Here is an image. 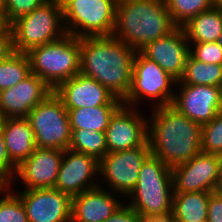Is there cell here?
<instances>
[{
	"label": "cell",
	"mask_w": 222,
	"mask_h": 222,
	"mask_svg": "<svg viewBox=\"0 0 222 222\" xmlns=\"http://www.w3.org/2000/svg\"><path fill=\"white\" fill-rule=\"evenodd\" d=\"M136 52L113 35L80 38V73L123 101L131 88Z\"/></svg>",
	"instance_id": "6da1fadb"
},
{
	"label": "cell",
	"mask_w": 222,
	"mask_h": 222,
	"mask_svg": "<svg viewBox=\"0 0 222 222\" xmlns=\"http://www.w3.org/2000/svg\"><path fill=\"white\" fill-rule=\"evenodd\" d=\"M152 109L148 118V142L152 155L173 168L202 152V125L171 105Z\"/></svg>",
	"instance_id": "7a4b0ae2"
},
{
	"label": "cell",
	"mask_w": 222,
	"mask_h": 222,
	"mask_svg": "<svg viewBox=\"0 0 222 222\" xmlns=\"http://www.w3.org/2000/svg\"><path fill=\"white\" fill-rule=\"evenodd\" d=\"M176 28L164 0H118L113 36L136 51Z\"/></svg>",
	"instance_id": "3957f363"
},
{
	"label": "cell",
	"mask_w": 222,
	"mask_h": 222,
	"mask_svg": "<svg viewBox=\"0 0 222 222\" xmlns=\"http://www.w3.org/2000/svg\"><path fill=\"white\" fill-rule=\"evenodd\" d=\"M26 54L31 73L45 81L53 90L80 73V38L71 34L34 47Z\"/></svg>",
	"instance_id": "277c9868"
},
{
	"label": "cell",
	"mask_w": 222,
	"mask_h": 222,
	"mask_svg": "<svg viewBox=\"0 0 222 222\" xmlns=\"http://www.w3.org/2000/svg\"><path fill=\"white\" fill-rule=\"evenodd\" d=\"M173 194L172 168L151 154L139 171L135 188L128 195L130 203H126L140 214L164 213L172 209Z\"/></svg>",
	"instance_id": "5b68a950"
},
{
	"label": "cell",
	"mask_w": 222,
	"mask_h": 222,
	"mask_svg": "<svg viewBox=\"0 0 222 222\" xmlns=\"http://www.w3.org/2000/svg\"><path fill=\"white\" fill-rule=\"evenodd\" d=\"M10 29L16 52L27 53L34 47L57 41L67 34L61 2L48 0L12 22Z\"/></svg>",
	"instance_id": "8992f818"
},
{
	"label": "cell",
	"mask_w": 222,
	"mask_h": 222,
	"mask_svg": "<svg viewBox=\"0 0 222 222\" xmlns=\"http://www.w3.org/2000/svg\"><path fill=\"white\" fill-rule=\"evenodd\" d=\"M118 0H62L67 34L78 38L112 36Z\"/></svg>",
	"instance_id": "52a82bcc"
},
{
	"label": "cell",
	"mask_w": 222,
	"mask_h": 222,
	"mask_svg": "<svg viewBox=\"0 0 222 222\" xmlns=\"http://www.w3.org/2000/svg\"><path fill=\"white\" fill-rule=\"evenodd\" d=\"M176 80L155 61L137 51L133 61L131 88L123 104L138 108L145 98L155 101L151 108L171 105L174 98ZM174 85V86H173Z\"/></svg>",
	"instance_id": "ba28073f"
},
{
	"label": "cell",
	"mask_w": 222,
	"mask_h": 222,
	"mask_svg": "<svg viewBox=\"0 0 222 222\" xmlns=\"http://www.w3.org/2000/svg\"><path fill=\"white\" fill-rule=\"evenodd\" d=\"M34 131L37 147L67 150L72 130L68 110L53 92L26 117Z\"/></svg>",
	"instance_id": "9c48e42d"
},
{
	"label": "cell",
	"mask_w": 222,
	"mask_h": 222,
	"mask_svg": "<svg viewBox=\"0 0 222 222\" xmlns=\"http://www.w3.org/2000/svg\"><path fill=\"white\" fill-rule=\"evenodd\" d=\"M151 155L149 142L141 147H135L124 151L107 153L99 161V177L104 181L107 190L118 193V196L128 198L135 188L139 171L144 161ZM103 178V179H102Z\"/></svg>",
	"instance_id": "30bf717a"
},
{
	"label": "cell",
	"mask_w": 222,
	"mask_h": 222,
	"mask_svg": "<svg viewBox=\"0 0 222 222\" xmlns=\"http://www.w3.org/2000/svg\"><path fill=\"white\" fill-rule=\"evenodd\" d=\"M174 193L215 192L222 185V156L200 152L172 168Z\"/></svg>",
	"instance_id": "8fae6325"
},
{
	"label": "cell",
	"mask_w": 222,
	"mask_h": 222,
	"mask_svg": "<svg viewBox=\"0 0 222 222\" xmlns=\"http://www.w3.org/2000/svg\"><path fill=\"white\" fill-rule=\"evenodd\" d=\"M140 110L122 104L112 115L105 130L108 153L141 147L148 142V118Z\"/></svg>",
	"instance_id": "7c38bea8"
},
{
	"label": "cell",
	"mask_w": 222,
	"mask_h": 222,
	"mask_svg": "<svg viewBox=\"0 0 222 222\" xmlns=\"http://www.w3.org/2000/svg\"><path fill=\"white\" fill-rule=\"evenodd\" d=\"M179 84V85H178ZM171 106L200 125L211 122L222 111V87L189 85L177 81Z\"/></svg>",
	"instance_id": "4fadbf2b"
},
{
	"label": "cell",
	"mask_w": 222,
	"mask_h": 222,
	"mask_svg": "<svg viewBox=\"0 0 222 222\" xmlns=\"http://www.w3.org/2000/svg\"><path fill=\"white\" fill-rule=\"evenodd\" d=\"M29 222H71L72 197L56 188L15 191Z\"/></svg>",
	"instance_id": "5bb4252c"
},
{
	"label": "cell",
	"mask_w": 222,
	"mask_h": 222,
	"mask_svg": "<svg viewBox=\"0 0 222 222\" xmlns=\"http://www.w3.org/2000/svg\"><path fill=\"white\" fill-rule=\"evenodd\" d=\"M96 176L99 177V161L96 158L71 149L63 150L54 188L74 197L99 186Z\"/></svg>",
	"instance_id": "9a60e30c"
},
{
	"label": "cell",
	"mask_w": 222,
	"mask_h": 222,
	"mask_svg": "<svg viewBox=\"0 0 222 222\" xmlns=\"http://www.w3.org/2000/svg\"><path fill=\"white\" fill-rule=\"evenodd\" d=\"M54 93L66 109L93 108L98 106H121L123 101L116 98L95 79L78 73L60 83Z\"/></svg>",
	"instance_id": "2e32d148"
},
{
	"label": "cell",
	"mask_w": 222,
	"mask_h": 222,
	"mask_svg": "<svg viewBox=\"0 0 222 222\" xmlns=\"http://www.w3.org/2000/svg\"><path fill=\"white\" fill-rule=\"evenodd\" d=\"M146 58L155 61L172 78L179 81L190 55V45L182 27L165 37L147 43L139 50Z\"/></svg>",
	"instance_id": "e0dca14e"
},
{
	"label": "cell",
	"mask_w": 222,
	"mask_h": 222,
	"mask_svg": "<svg viewBox=\"0 0 222 222\" xmlns=\"http://www.w3.org/2000/svg\"><path fill=\"white\" fill-rule=\"evenodd\" d=\"M53 92L45 81L31 73L17 85L0 91V114L2 118L27 117Z\"/></svg>",
	"instance_id": "ac0fdd59"
},
{
	"label": "cell",
	"mask_w": 222,
	"mask_h": 222,
	"mask_svg": "<svg viewBox=\"0 0 222 222\" xmlns=\"http://www.w3.org/2000/svg\"><path fill=\"white\" fill-rule=\"evenodd\" d=\"M62 157L63 150L36 147L35 151L17 167L14 178L20 179L25 189L54 188Z\"/></svg>",
	"instance_id": "d6986e66"
},
{
	"label": "cell",
	"mask_w": 222,
	"mask_h": 222,
	"mask_svg": "<svg viewBox=\"0 0 222 222\" xmlns=\"http://www.w3.org/2000/svg\"><path fill=\"white\" fill-rule=\"evenodd\" d=\"M115 196L99 185L72 197L71 222H104L124 203Z\"/></svg>",
	"instance_id": "ffe728a7"
},
{
	"label": "cell",
	"mask_w": 222,
	"mask_h": 222,
	"mask_svg": "<svg viewBox=\"0 0 222 222\" xmlns=\"http://www.w3.org/2000/svg\"><path fill=\"white\" fill-rule=\"evenodd\" d=\"M0 126L10 160L18 167L37 147L34 131L26 117L2 118Z\"/></svg>",
	"instance_id": "44dd1931"
},
{
	"label": "cell",
	"mask_w": 222,
	"mask_h": 222,
	"mask_svg": "<svg viewBox=\"0 0 222 222\" xmlns=\"http://www.w3.org/2000/svg\"><path fill=\"white\" fill-rule=\"evenodd\" d=\"M189 43L218 42L222 34V8L199 13L182 26Z\"/></svg>",
	"instance_id": "7402d4cb"
},
{
	"label": "cell",
	"mask_w": 222,
	"mask_h": 222,
	"mask_svg": "<svg viewBox=\"0 0 222 222\" xmlns=\"http://www.w3.org/2000/svg\"><path fill=\"white\" fill-rule=\"evenodd\" d=\"M212 192L174 193L172 209L177 222H207L208 201Z\"/></svg>",
	"instance_id": "603a6c76"
},
{
	"label": "cell",
	"mask_w": 222,
	"mask_h": 222,
	"mask_svg": "<svg viewBox=\"0 0 222 222\" xmlns=\"http://www.w3.org/2000/svg\"><path fill=\"white\" fill-rule=\"evenodd\" d=\"M120 106L67 109L71 129H89L105 132L110 118Z\"/></svg>",
	"instance_id": "cb8c5ba5"
},
{
	"label": "cell",
	"mask_w": 222,
	"mask_h": 222,
	"mask_svg": "<svg viewBox=\"0 0 222 222\" xmlns=\"http://www.w3.org/2000/svg\"><path fill=\"white\" fill-rule=\"evenodd\" d=\"M182 84L222 87V65L206 64L188 56L184 73L179 80Z\"/></svg>",
	"instance_id": "d4e9b609"
},
{
	"label": "cell",
	"mask_w": 222,
	"mask_h": 222,
	"mask_svg": "<svg viewBox=\"0 0 222 222\" xmlns=\"http://www.w3.org/2000/svg\"><path fill=\"white\" fill-rule=\"evenodd\" d=\"M68 149L90 155L100 161L107 153L105 132L89 129H71Z\"/></svg>",
	"instance_id": "484cf974"
},
{
	"label": "cell",
	"mask_w": 222,
	"mask_h": 222,
	"mask_svg": "<svg viewBox=\"0 0 222 222\" xmlns=\"http://www.w3.org/2000/svg\"><path fill=\"white\" fill-rule=\"evenodd\" d=\"M30 74L27 54L14 51L0 62V91L17 85Z\"/></svg>",
	"instance_id": "4316f807"
},
{
	"label": "cell",
	"mask_w": 222,
	"mask_h": 222,
	"mask_svg": "<svg viewBox=\"0 0 222 222\" xmlns=\"http://www.w3.org/2000/svg\"><path fill=\"white\" fill-rule=\"evenodd\" d=\"M173 23L182 27L191 18L214 6V0H164Z\"/></svg>",
	"instance_id": "83f0119b"
},
{
	"label": "cell",
	"mask_w": 222,
	"mask_h": 222,
	"mask_svg": "<svg viewBox=\"0 0 222 222\" xmlns=\"http://www.w3.org/2000/svg\"><path fill=\"white\" fill-rule=\"evenodd\" d=\"M9 185H0V222H29L19 195Z\"/></svg>",
	"instance_id": "f1b7e54d"
},
{
	"label": "cell",
	"mask_w": 222,
	"mask_h": 222,
	"mask_svg": "<svg viewBox=\"0 0 222 222\" xmlns=\"http://www.w3.org/2000/svg\"><path fill=\"white\" fill-rule=\"evenodd\" d=\"M201 150L206 154L222 156V111L201 128Z\"/></svg>",
	"instance_id": "f546056e"
},
{
	"label": "cell",
	"mask_w": 222,
	"mask_h": 222,
	"mask_svg": "<svg viewBox=\"0 0 222 222\" xmlns=\"http://www.w3.org/2000/svg\"><path fill=\"white\" fill-rule=\"evenodd\" d=\"M48 0H2V11L10 25L19 17L29 14Z\"/></svg>",
	"instance_id": "4dcf8cb0"
},
{
	"label": "cell",
	"mask_w": 222,
	"mask_h": 222,
	"mask_svg": "<svg viewBox=\"0 0 222 222\" xmlns=\"http://www.w3.org/2000/svg\"><path fill=\"white\" fill-rule=\"evenodd\" d=\"M190 54L206 64L222 65V48L218 42L189 43Z\"/></svg>",
	"instance_id": "1f68e13d"
},
{
	"label": "cell",
	"mask_w": 222,
	"mask_h": 222,
	"mask_svg": "<svg viewBox=\"0 0 222 222\" xmlns=\"http://www.w3.org/2000/svg\"><path fill=\"white\" fill-rule=\"evenodd\" d=\"M17 166L10 160L7 153L4 135L0 126V185L14 184ZM13 176V177H12Z\"/></svg>",
	"instance_id": "d6a6232c"
},
{
	"label": "cell",
	"mask_w": 222,
	"mask_h": 222,
	"mask_svg": "<svg viewBox=\"0 0 222 222\" xmlns=\"http://www.w3.org/2000/svg\"><path fill=\"white\" fill-rule=\"evenodd\" d=\"M104 222H141V214L124 202L119 209Z\"/></svg>",
	"instance_id": "836d02e7"
},
{
	"label": "cell",
	"mask_w": 222,
	"mask_h": 222,
	"mask_svg": "<svg viewBox=\"0 0 222 222\" xmlns=\"http://www.w3.org/2000/svg\"><path fill=\"white\" fill-rule=\"evenodd\" d=\"M207 222H222V194L219 191L210 194Z\"/></svg>",
	"instance_id": "e575fe53"
},
{
	"label": "cell",
	"mask_w": 222,
	"mask_h": 222,
	"mask_svg": "<svg viewBox=\"0 0 222 222\" xmlns=\"http://www.w3.org/2000/svg\"><path fill=\"white\" fill-rule=\"evenodd\" d=\"M14 52L10 26L0 34V62Z\"/></svg>",
	"instance_id": "d590c367"
},
{
	"label": "cell",
	"mask_w": 222,
	"mask_h": 222,
	"mask_svg": "<svg viewBox=\"0 0 222 222\" xmlns=\"http://www.w3.org/2000/svg\"><path fill=\"white\" fill-rule=\"evenodd\" d=\"M141 222H177L173 209L151 215L141 214Z\"/></svg>",
	"instance_id": "8d00e7d4"
},
{
	"label": "cell",
	"mask_w": 222,
	"mask_h": 222,
	"mask_svg": "<svg viewBox=\"0 0 222 222\" xmlns=\"http://www.w3.org/2000/svg\"><path fill=\"white\" fill-rule=\"evenodd\" d=\"M10 25L7 23L3 11L0 10V34L3 33Z\"/></svg>",
	"instance_id": "74e56055"
},
{
	"label": "cell",
	"mask_w": 222,
	"mask_h": 222,
	"mask_svg": "<svg viewBox=\"0 0 222 222\" xmlns=\"http://www.w3.org/2000/svg\"><path fill=\"white\" fill-rule=\"evenodd\" d=\"M214 6L222 8V0H214Z\"/></svg>",
	"instance_id": "f35d334b"
},
{
	"label": "cell",
	"mask_w": 222,
	"mask_h": 222,
	"mask_svg": "<svg viewBox=\"0 0 222 222\" xmlns=\"http://www.w3.org/2000/svg\"><path fill=\"white\" fill-rule=\"evenodd\" d=\"M218 43H219L220 47L222 48V34L219 37Z\"/></svg>",
	"instance_id": "ab89813d"
},
{
	"label": "cell",
	"mask_w": 222,
	"mask_h": 222,
	"mask_svg": "<svg viewBox=\"0 0 222 222\" xmlns=\"http://www.w3.org/2000/svg\"><path fill=\"white\" fill-rule=\"evenodd\" d=\"M218 191L222 194V185L220 186V188L218 189Z\"/></svg>",
	"instance_id": "60d3db41"
},
{
	"label": "cell",
	"mask_w": 222,
	"mask_h": 222,
	"mask_svg": "<svg viewBox=\"0 0 222 222\" xmlns=\"http://www.w3.org/2000/svg\"><path fill=\"white\" fill-rule=\"evenodd\" d=\"M0 10H2V0H0Z\"/></svg>",
	"instance_id": "b9f144b4"
}]
</instances>
